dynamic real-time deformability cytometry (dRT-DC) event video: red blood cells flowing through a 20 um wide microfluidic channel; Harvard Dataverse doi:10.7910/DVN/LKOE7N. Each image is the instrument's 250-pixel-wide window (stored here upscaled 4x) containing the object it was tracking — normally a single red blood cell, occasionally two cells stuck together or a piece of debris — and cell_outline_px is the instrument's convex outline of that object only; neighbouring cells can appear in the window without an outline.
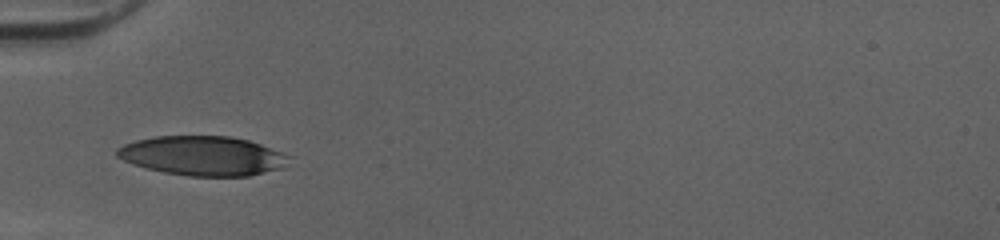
{"species": "human", "species_latin": "Homo sapiens", "temperature_condition": "cold", "stored_images_in_passage": 6, "camera_frame_rate_fps": 3000, "um_per_image_px": 0.085, "donor": {"sex": "female"}, "frame": {"image": 1, "passage_image": 1, "time_ms": 0.0, "image_size_px": [1000, 240], "cell_outline_px": [[292, 156], [284, 168], [248, 176], [188, 176], [164, 172], [148, 168], [124, 160], [116, 156], [116, 148], [124, 144], [136, 140], [156, 136], [228, 136], [248, 140], [260, 144]], "centroid_in_image_um": [17.27, 13.24], "position_along_channel_um": 67.7, "area_um2": 39.42}}
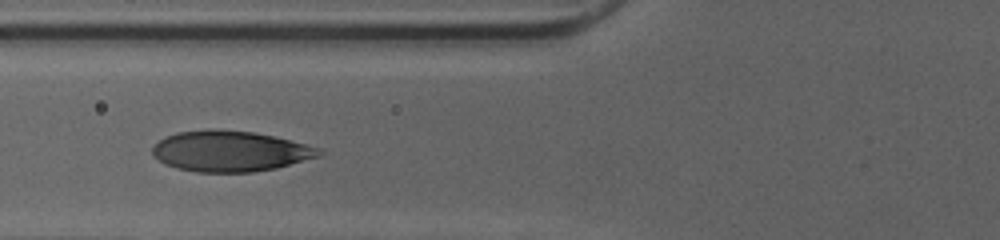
{"frame": {"image": 2, "passage_image": 4, "time_ms": 1.0, "image_size_px": [1000, 240], "cell_outline_px": [[324, 152], [320, 156], [276, 168], [252, 172], [196, 172], [176, 168], [164, 164], [152, 156], [152, 148], [160, 140], [176, 132], [212, 128], [256, 132], [276, 136], [320, 148]], "centroid_in_image_um": [19.55, 12.84], "position_along_channel_um": 106.2, "area_um2": 39.82}}